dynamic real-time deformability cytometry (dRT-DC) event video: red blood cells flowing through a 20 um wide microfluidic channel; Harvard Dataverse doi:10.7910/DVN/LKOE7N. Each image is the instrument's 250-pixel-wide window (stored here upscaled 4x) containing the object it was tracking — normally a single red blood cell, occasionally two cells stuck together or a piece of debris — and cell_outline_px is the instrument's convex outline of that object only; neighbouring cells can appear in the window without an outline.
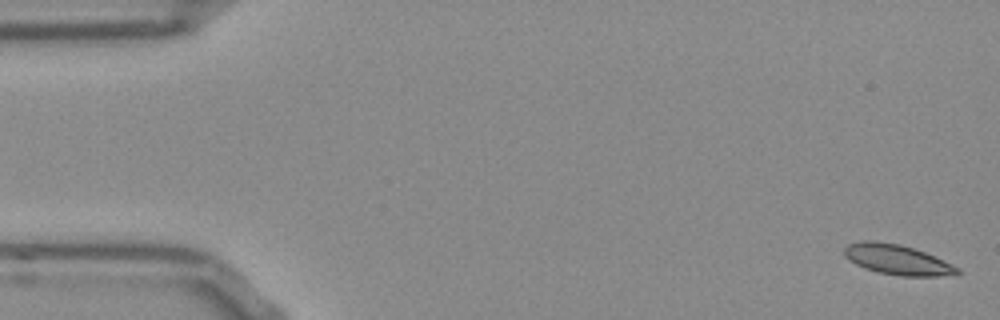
{"species": "Egyptian fruit bat (a non-hibernating species)", "species_latin": "Rousettus aegyptiacus", "temperature_condition": "room temperature", "stored_images_in_passage": 53, "camera_frame_rate_fps": 3000, "um_per_image_px": 0.085, "frame": {"image": 1, "passage_image": 1, "time_ms": 0.0, "image_size_px": [1000, 320], "cell_outline_px": [[960, 272], [936, 276], [900, 276], [880, 272], [864, 268], [848, 260], [844, 256], [844, 248], [848, 244], [860, 240], [872, 240], [900, 244], [924, 252], [960, 268]], "centroid_in_image_um": [76.19, 22.05], "position_along_channel_um": 8.8, "area_um2": 19.59}}
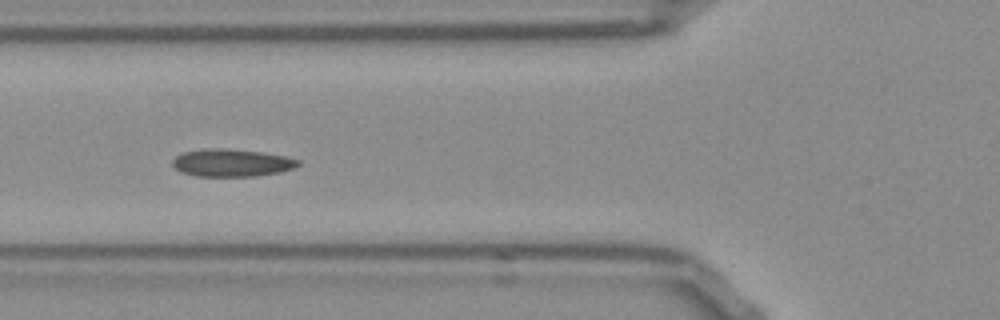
{"frame": {"image": 2, "passage_image": 19, "time_ms": 6.0, "image_size_px": [1000, 320], "cell_outline_px": [[300, 164], [296, 168], [280, 172], [256, 176], [196, 176], [180, 172], [172, 164], [172, 160], [176, 156], [184, 152], [208, 148], [228, 148], [264, 152], [284, 156], [300, 160]], "centroid_in_image_um": [19.72, 13.83], "position_along_channel_um": 106.1, "area_um2": 20.35}}
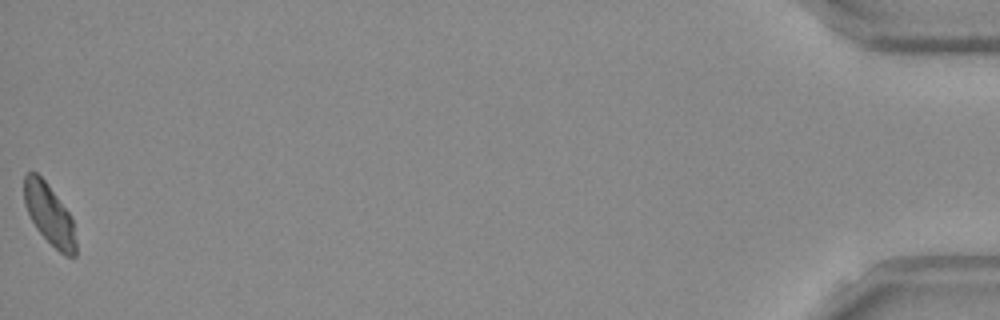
{"frame": {"image": 3, "passage_image": 53, "time_ms": 17.333, "image_size_px": [1000, 320], "cell_outline_px": [[76, 256], [64, 256], [36, 228], [24, 204], [24, 176], [28, 172], [36, 172], [48, 184], [68, 212], [72, 220], [76, 240]], "centroid_in_image_um": [4.19, 18.22], "position_along_channel_um": 431.0, "area_um2": 17.98}, "authors_computed_cell_mechanics": {"area_um2": 19.363, "velocity_mm_per_s": 3.7759, "shape_relaxation_time_tau1_ms": null, "shape_relaxation_time_tau2_ms": 2.7031, "deformation_change_tau1": null, "deformation_change_tau2": 0.0523}}